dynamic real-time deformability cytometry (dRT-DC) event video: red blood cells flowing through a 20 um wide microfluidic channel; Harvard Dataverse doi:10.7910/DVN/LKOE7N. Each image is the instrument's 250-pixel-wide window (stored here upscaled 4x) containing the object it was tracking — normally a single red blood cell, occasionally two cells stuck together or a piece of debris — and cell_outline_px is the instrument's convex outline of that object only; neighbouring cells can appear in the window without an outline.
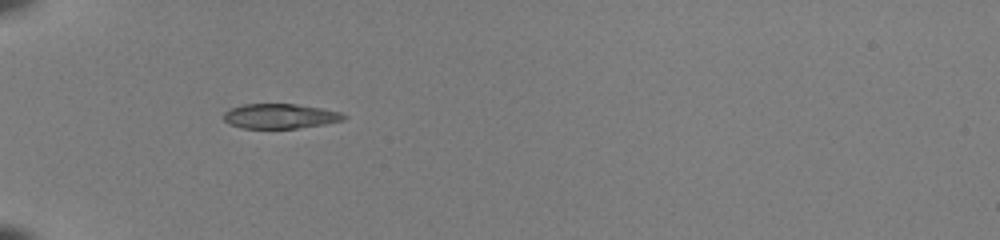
{"species": "common noctule bat (a hibernating species)", "species_latin": "Nyctalus noctula", "temperature_condition": "room temperature", "stored_images_in_passage": 34, "camera_frame_rate_fps": 3000, "um_per_image_px": 0.085, "animal": {"sex": "female", "body_mass_g": 22.0, "forearm_length_mm": 56.7}, "frame": {"image": 1, "passage_image": 1, "time_ms": 0.0, "image_size_px": [1000, 240], "cell_outline_px": [[348, 116], [344, 120], [324, 124], [296, 128], [240, 128], [228, 124], [224, 120], [224, 112], [232, 108], [244, 104], [296, 104], [320, 108], [340, 112]], "centroid_in_image_um": [23.8, 9.87], "position_along_channel_um": 61.2, "area_um2": 17.28}}
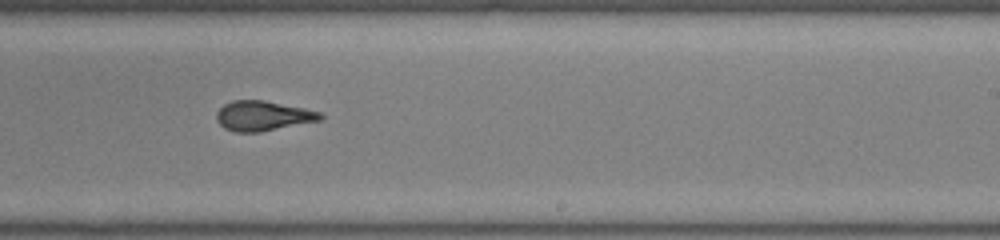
{"frame": {"image": 2, "passage_image": 17, "time_ms": 5.333, "image_size_px": [1000, 240], "cell_outline_px": [[324, 116], [320, 120], [260, 132], [232, 132], [224, 128], [216, 120], [216, 112], [224, 104], [232, 100], [264, 100], [304, 108], [320, 112]], "centroid_in_image_um": [22.31, 9.85], "position_along_channel_um": 266.7, "area_um2": 18.09}}
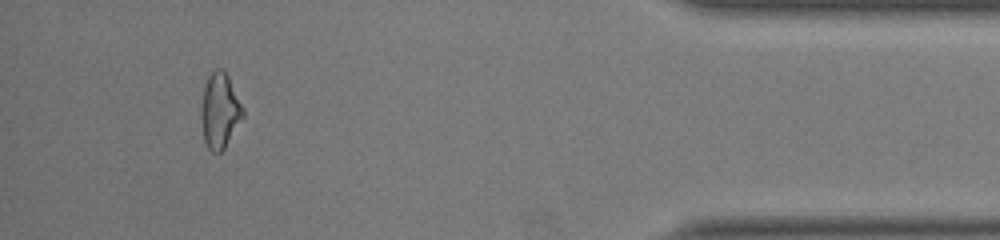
{"frame": {"image": 3, "passage_image": 31, "time_ms": 10.0, "image_size_px": [1000, 240], "cell_outline_px": [[244, 116], [224, 148], [220, 152], [212, 152], [208, 148], [204, 140], [200, 116], [200, 108], [204, 84], [208, 76], [216, 68], [224, 68], [244, 108]], "centroid_in_image_um": [18.67, 9.38], "position_along_channel_um": 416.5, "area_um2": 18.5}, "authors_computed_cell_mechanics": {"area_um2": 18.496, "velocity_mm_per_s": 4.1032, "shape_relaxation_time_tau1_ms": 6.4219, "shape_relaxation_time_tau2_ms": 1.5236, "deformation_change_tau1": 0.1724, "deformation_change_tau2": 0.07}}